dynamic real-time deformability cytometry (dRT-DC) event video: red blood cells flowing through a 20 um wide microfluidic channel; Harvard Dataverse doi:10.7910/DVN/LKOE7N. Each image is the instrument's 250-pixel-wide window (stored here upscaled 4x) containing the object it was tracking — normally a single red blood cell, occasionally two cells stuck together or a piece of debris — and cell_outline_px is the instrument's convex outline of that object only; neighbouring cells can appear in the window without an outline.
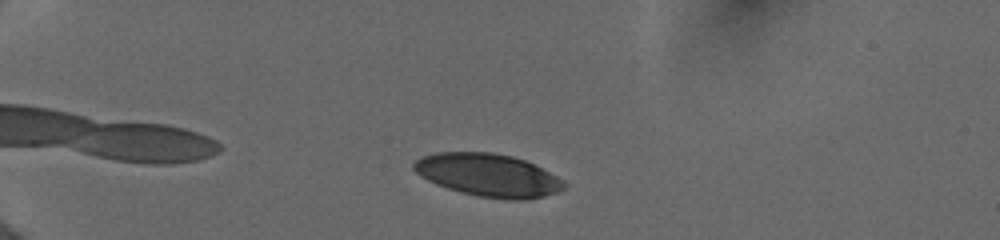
{"species": "human", "species_latin": "Homo sapiens", "temperature_condition": "cold", "stored_images_in_passage": 33, "camera_frame_rate_fps": 3000, "um_per_image_px": 0.085, "donor": {"sex": "female"}, "frame": {"image": 1, "passage_image": 6, "time_ms": 1.667, "image_size_px": [1000, 240], "cell_outline_px": [[568, 184], [564, 188], [556, 192], [544, 196], [524, 200], [512, 200], [480, 196], [460, 192], [436, 184], [428, 180], [416, 172], [412, 168], [412, 164], [416, 160], [424, 156], [436, 152], [492, 152], [512, 156], [524, 160], [564, 180]], "centroid_in_image_um": [41.49, 14.88], "position_along_channel_um": 43.5, "area_um2": 37.22}}
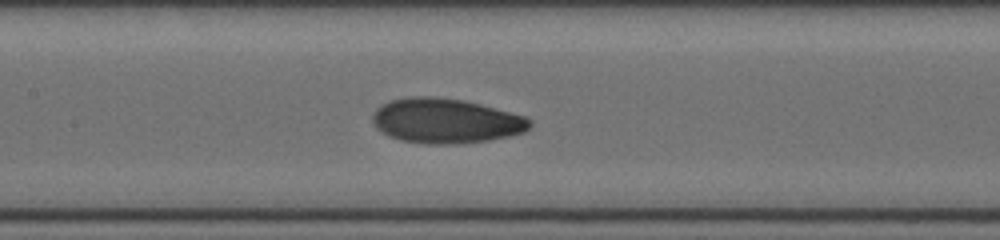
{"frame": {"image": 2, "passage_image": 22, "time_ms": 6.333, "image_size_px": [1000, 240], "cell_outline_px": [[532, 124], [524, 132], [508, 136], [488, 140], [456, 144], [424, 144], [400, 140], [388, 136], [376, 128], [372, 120], [372, 116], [376, 108], [380, 104], [392, 100], [412, 96], [436, 96], [464, 100], [480, 104], [524, 116], [532, 120]], "centroid_in_image_um": [37.85, 10.27], "position_along_channel_um": 169.5, "area_um2": 41.21}}
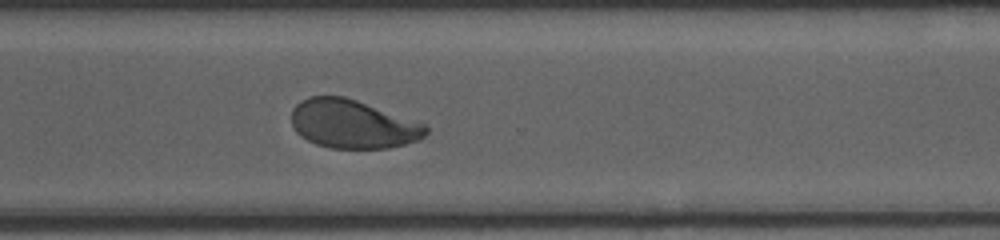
{"frame": {"image": 3, "passage_image": 33, "time_ms": 10.667, "image_size_px": [1000, 240], "cell_outline_px": [[428, 132], [420, 140], [388, 148], [332, 148], [316, 144], [300, 136], [296, 132], [292, 124], [292, 108], [300, 100], [308, 96], [344, 96], [356, 100], [424, 124], [428, 128]], "centroid_in_image_um": [29.95, 10.55], "position_along_channel_um": 340.7, "area_um2": 37.86}}